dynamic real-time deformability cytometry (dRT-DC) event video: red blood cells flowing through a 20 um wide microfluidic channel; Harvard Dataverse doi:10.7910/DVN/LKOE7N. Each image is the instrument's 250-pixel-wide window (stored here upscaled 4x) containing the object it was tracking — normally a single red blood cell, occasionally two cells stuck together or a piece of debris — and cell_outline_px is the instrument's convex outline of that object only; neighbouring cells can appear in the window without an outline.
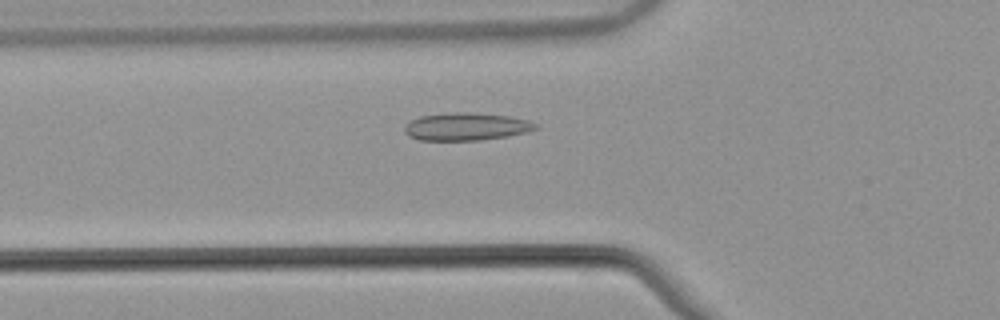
{"species": "common noctule bat (a hibernating species)", "species_latin": "Nyctalus noctula", "temperature_condition": "warm", "stored_images_in_passage": 43, "camera_frame_rate_fps": 3000, "um_per_image_px": 0.085, "animal": {"sex": "male", "body_mass_g": 21.5, "forearm_length_mm": 52.0}, "frame": {"image": 1, "passage_image": 9, "time_ms": 2.667, "image_size_px": [1000, 320], "cell_outline_px": [[540, 128], [528, 132], [508, 136], [480, 140], [420, 140], [408, 136], [404, 132], [404, 128], [412, 120], [420, 116], [448, 112], [472, 112], [508, 116], [528, 120], [540, 124]], "centroid_in_image_um": [39.68, 10.76], "position_along_channel_um": 86.1, "area_um2": 21.33}}
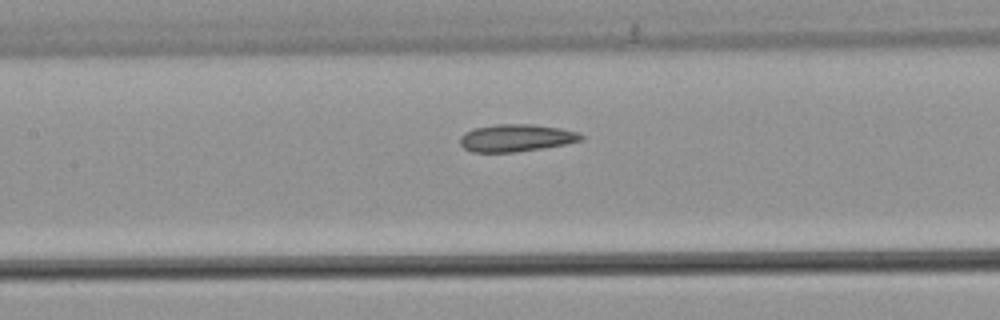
{"frame": {"image": 2, "passage_image": 15, "time_ms": 4.667, "image_size_px": [1000, 320], "cell_outline_px": [[584, 140], [544, 148], [516, 152], [472, 152], [464, 148], [460, 144], [460, 136], [464, 132], [472, 128], [496, 124], [532, 124], [560, 128], [576, 132], [584, 136]], "centroid_in_image_um": [43.84, 11.72], "position_along_channel_um": 163.6, "area_um2": 19.42}}
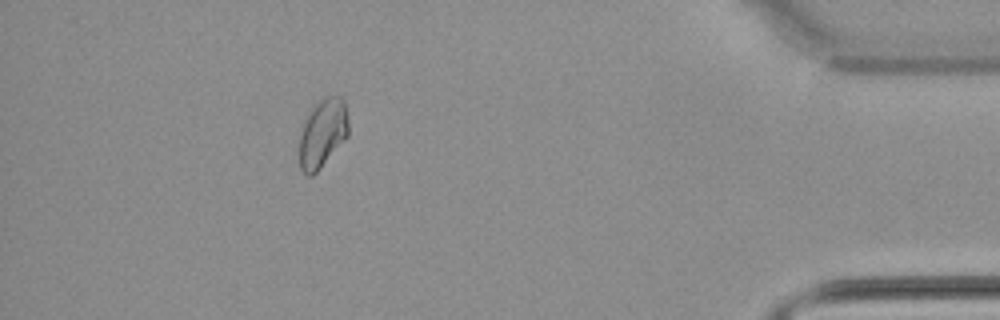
{"frame": {"image": 3, "passage_image": 38, "time_ms": 12.333, "image_size_px": [1000, 320], "cell_outline_px": [[348, 136], [320, 168], [312, 176], [308, 176], [300, 168], [300, 136], [304, 124], [312, 104], [324, 96], [340, 96], [344, 100], [348, 120]], "centroid_in_image_um": [27.43, 11.29], "position_along_channel_um": 407.8, "area_um2": 19.59}, "authors_computed_cell_mechanics": {"area_um2": 19.3052, "velocity_mm_per_s": 3.8421, "shape_relaxation_time_tau1_ms": null, "shape_relaxation_time_tau2_ms": 3.1391, "deformation_change_tau1": null, "deformation_change_tau2": 0.0887}}